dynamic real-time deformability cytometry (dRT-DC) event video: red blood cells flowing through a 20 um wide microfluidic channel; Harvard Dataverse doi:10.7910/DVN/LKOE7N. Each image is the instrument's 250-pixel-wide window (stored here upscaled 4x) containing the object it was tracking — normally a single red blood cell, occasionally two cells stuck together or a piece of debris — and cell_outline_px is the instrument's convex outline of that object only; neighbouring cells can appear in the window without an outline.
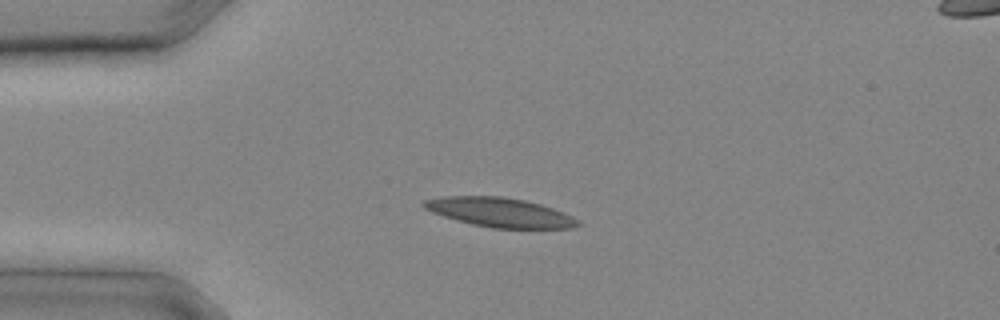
{"species": "common noctule bat (a hibernating species)", "species_latin": "Nyctalus noctula", "temperature_condition": "cold", "stored_images_in_passage": 9, "camera_frame_rate_fps": 3000, "um_per_image_px": 0.085, "animal": {"sex": "male", "body_mass_g": 20.4}, "frame": {"image": 1, "passage_image": 6, "time_ms": 1.667, "image_size_px": [1000, 320], "cell_outline_px": [[580, 224], [572, 228], [492, 228], [472, 224], [456, 220], [432, 212], [424, 208], [420, 204], [424, 200], [444, 196], [500, 196], [524, 200], [540, 204], [564, 212], [580, 220]], "centroid_in_image_um": [42.48, 18.05], "position_along_channel_um": 42.5, "area_um2": 26.24}}